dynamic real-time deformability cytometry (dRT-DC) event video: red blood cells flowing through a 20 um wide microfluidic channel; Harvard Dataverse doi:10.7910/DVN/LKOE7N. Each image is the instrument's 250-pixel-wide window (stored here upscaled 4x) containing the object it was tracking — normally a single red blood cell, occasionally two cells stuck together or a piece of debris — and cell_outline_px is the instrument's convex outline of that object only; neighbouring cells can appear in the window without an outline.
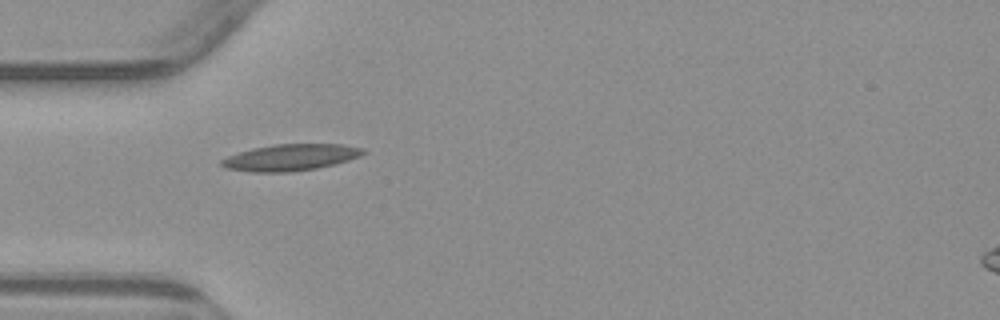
{"species": "common noctule bat (a hibernating species)", "species_latin": "Nyctalus noctula", "temperature_condition": "warm", "stored_images_in_passage": 6, "camera_frame_rate_fps": 3000, "um_per_image_px": 0.085, "animal": {"sex": "male", "body_mass_g": 23.1, "forearm_length_mm": 52.7}, "frame": {"image": 1, "passage_image": 2, "time_ms": 2.0, "image_size_px": [1000, 320], "cell_outline_px": [[368, 152], [360, 156], [336, 164], [316, 168], [288, 172], [252, 172], [224, 168], [220, 164], [220, 160], [228, 156], [252, 148], [276, 144], [344, 144], [364, 148]], "centroid_in_image_um": [24.72, 13.38], "position_along_channel_um": 60.3, "area_um2": 21.96}}
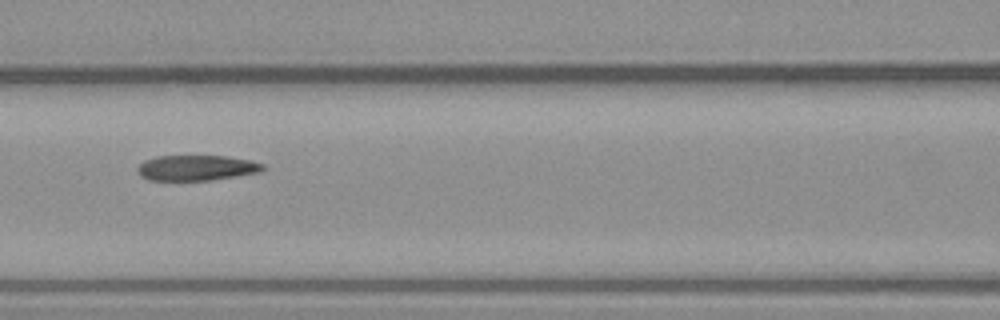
{"frame": {"image": 2, "passage_image": 4, "time_ms": 4.333, "image_size_px": [1000, 320], "cell_outline_px": [[268, 168], [260, 172], [212, 180], [148, 180], [140, 176], [136, 172], [136, 168], [144, 160], [156, 156], [228, 156], [252, 160], [264, 164]], "centroid_in_image_um": [16.72, 14.26], "position_along_channel_um": 149.9, "area_um2": 18.84}}
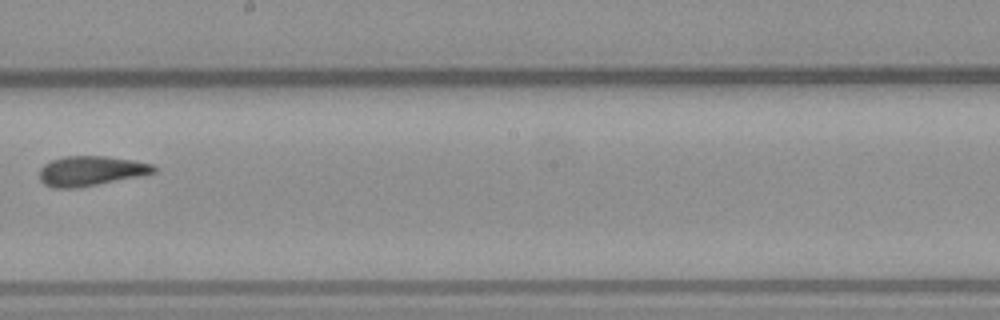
{"frame": {"image": 3, "passage_image": 6, "time_ms": 6.667, "image_size_px": [1000, 320], "cell_outline_px": [[156, 172], [76, 188], [52, 188], [44, 184], [40, 180], [40, 168], [44, 164], [52, 160], [64, 156], [108, 156], [132, 160], [152, 164], [156, 168]], "centroid_in_image_um": [7.67, 14.52], "position_along_channel_um": 240.5, "area_um2": 19.59}}